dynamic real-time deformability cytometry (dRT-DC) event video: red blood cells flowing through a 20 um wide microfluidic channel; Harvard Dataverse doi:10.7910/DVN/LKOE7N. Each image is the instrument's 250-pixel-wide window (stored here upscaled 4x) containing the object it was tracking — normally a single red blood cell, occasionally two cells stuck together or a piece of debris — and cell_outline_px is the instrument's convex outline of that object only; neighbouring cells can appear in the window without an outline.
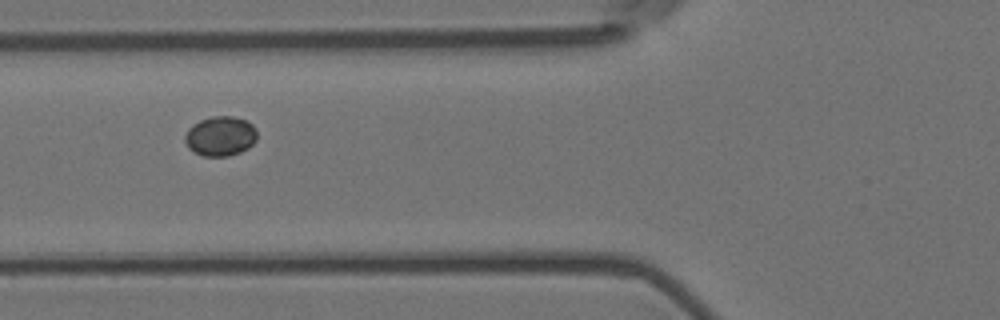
{"species": "Egyptian fruit bat (a non-hibernating species)", "species_latin": "Rousettus aegyptiacus", "temperature_condition": "room temperature", "stored_images_in_passage": 6, "camera_frame_rate_fps": 3000, "um_per_image_px": 0.085, "animal": {"sex": "female"}, "frame": {"image": 1, "passage_image": 6, "time_ms": 1.667, "image_size_px": [1000, 320], "cell_outline_px": [[256, 140], [248, 148], [240, 152], [228, 156], [204, 156], [188, 148], [184, 140], [184, 136], [188, 128], [192, 124], [200, 120], [212, 116], [232, 116], [244, 120], [252, 124], [256, 128]], "centroid_in_image_um": [18.72, 11.56], "position_along_channel_um": 107.1, "area_um2": 16.7}}